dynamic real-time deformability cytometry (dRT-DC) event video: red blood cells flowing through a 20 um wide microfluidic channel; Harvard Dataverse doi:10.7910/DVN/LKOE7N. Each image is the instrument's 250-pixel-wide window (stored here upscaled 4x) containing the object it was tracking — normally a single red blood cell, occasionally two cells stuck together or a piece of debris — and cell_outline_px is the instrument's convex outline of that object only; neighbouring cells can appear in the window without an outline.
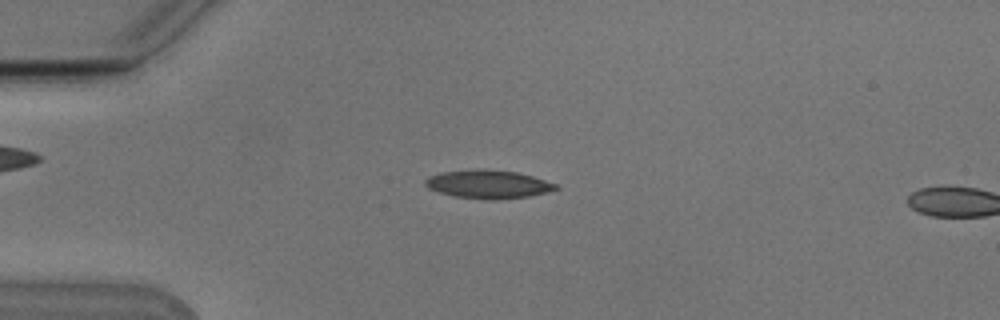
{"species": "Egyptian fruit bat (a non-hibernating species)", "species_latin": "Rousettus aegyptiacus", "temperature_condition": "cold", "stored_images_in_passage": 14, "camera_frame_rate_fps": 3000, "um_per_image_px": 0.085, "animal": {"sex": "male"}, "frame": {"image": 1, "passage_image": 12, "time_ms": 3.667, "image_size_px": [1000, 320], "cell_outline_px": [[560, 188], [528, 196], [492, 200], [488, 200], [456, 196], [440, 192], [428, 188], [424, 184], [424, 180], [428, 176], [440, 172], [480, 168], [516, 172], [532, 176], [556, 184]], "centroid_in_image_um": [41.44, 15.64], "position_along_channel_um": 43.6, "area_um2": 21.44}}